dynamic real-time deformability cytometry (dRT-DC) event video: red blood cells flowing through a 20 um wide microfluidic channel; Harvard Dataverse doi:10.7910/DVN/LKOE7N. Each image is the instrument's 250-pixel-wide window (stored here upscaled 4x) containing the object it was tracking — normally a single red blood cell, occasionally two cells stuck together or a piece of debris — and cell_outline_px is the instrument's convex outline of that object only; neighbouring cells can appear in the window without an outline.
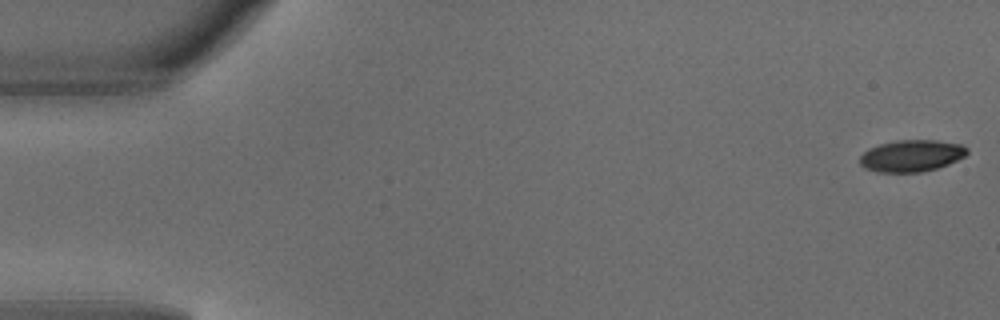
{"species": "common noctule bat (a hibernating species)", "species_latin": "Nyctalus noctula", "temperature_condition": "warm", "stored_images_in_passage": 5, "segment_of_instrument_passage": [1, 2], "camera_frame_rate_fps": 3000, "um_per_image_px": 0.085, "animal": {"sex": "male", "body_mass_g": 18.8}, "frame": {"image": 1, "passage_image": 1, "time_ms": 0.0, "image_size_px": [1000, 320], "cell_outline_px": [[968, 152], [964, 156], [948, 164], [924, 172], [876, 172], [864, 168], [860, 164], [860, 156], [868, 148], [880, 144], [900, 140], [936, 140], [964, 144], [968, 148]], "centroid_in_image_um": [77.48, 13.24], "position_along_channel_um": 7.5, "area_um2": 19.94}}